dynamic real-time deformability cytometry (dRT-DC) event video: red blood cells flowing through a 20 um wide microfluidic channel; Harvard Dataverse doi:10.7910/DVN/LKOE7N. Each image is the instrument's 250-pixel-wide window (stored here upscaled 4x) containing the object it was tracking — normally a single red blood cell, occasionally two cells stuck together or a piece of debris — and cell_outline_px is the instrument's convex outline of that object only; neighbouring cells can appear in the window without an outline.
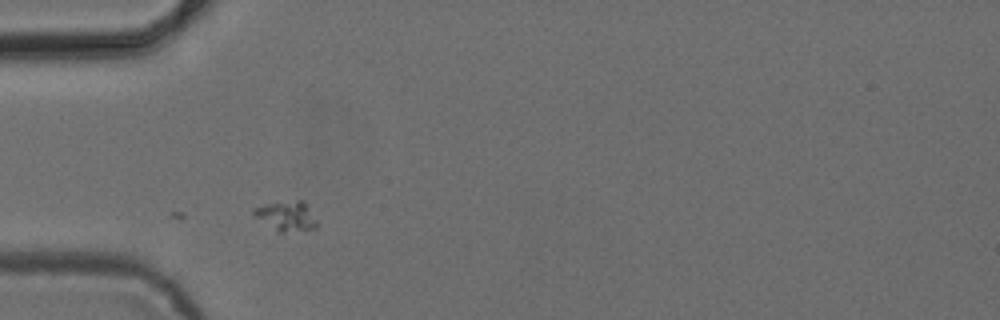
{"species": "common noctule bat (a hibernating species)", "species_latin": "Nyctalus noctula", "temperature_condition": "cold", "stored_images_in_passage": 39, "camera_frame_rate_fps": 3000, "um_per_image_px": 0.085, "animal": {"sex": "female", "body_mass_g": 24.6, "forearm_length_mm": 56.2}, "frame": {"image": 1, "passage_image": 1, "time_ms": 0.0, "image_size_px": [1000, 320], "cell_outline_px": [[316, 228], [280, 232], [252, 216], [252, 212], [256, 208], [264, 204], [296, 200], [304, 200], [308, 204], [316, 220]], "centroid_in_image_um": [24.35, 18.33], "position_along_channel_um": 60.7, "area_um2": 10.81}}
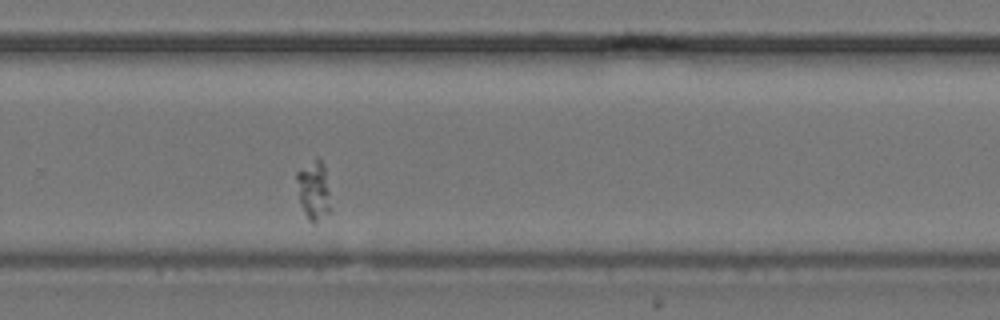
{"frame": {"image": 2, "passage_image": 21, "time_ms": 6.667, "image_size_px": [1000, 320], "cell_outline_px": [[332, 208], [328, 212], [316, 220], [308, 220], [304, 212], [300, 200], [296, 180], [296, 172], [316, 156], [320, 156], [324, 168]], "centroid_in_image_um": [26.66, 16.1], "position_along_channel_um": 303.1, "area_um2": 11.44}}
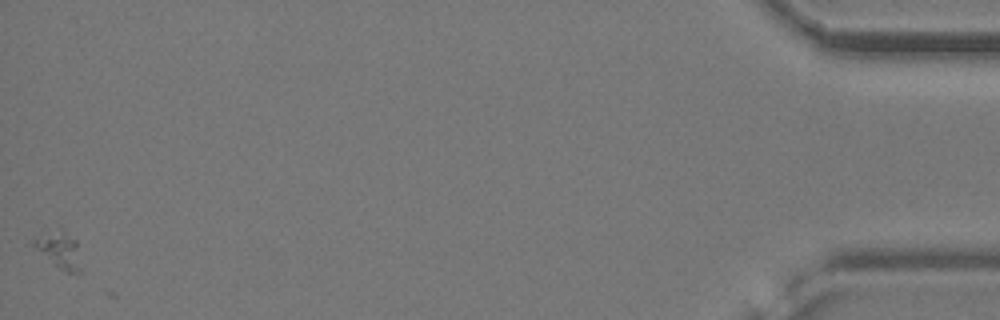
{"frame": {"image": 3, "passage_image": 39, "time_ms": 12.667, "image_size_px": [1000, 320], "cell_outline_px": [[84, 272], [68, 272], [60, 268], [36, 248], [32, 244], [32, 240], [36, 236], [60, 224], [76, 240]], "centroid_in_image_um": [5.09, 21.14], "position_along_channel_um": 430.1, "area_um2": 10.52}}